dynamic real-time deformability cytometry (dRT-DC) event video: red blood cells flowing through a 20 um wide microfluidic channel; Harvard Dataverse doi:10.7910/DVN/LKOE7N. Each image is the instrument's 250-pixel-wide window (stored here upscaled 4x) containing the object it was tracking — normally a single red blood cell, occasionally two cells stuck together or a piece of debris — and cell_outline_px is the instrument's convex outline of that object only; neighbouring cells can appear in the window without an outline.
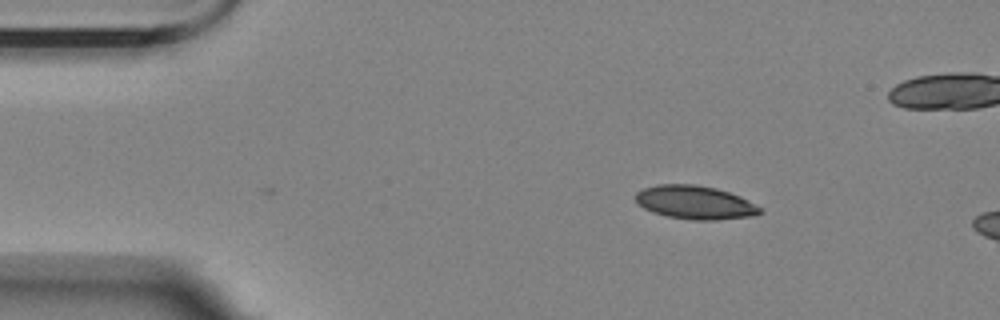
{"species": "Egyptian fruit bat (a non-hibernating species)", "species_latin": "Rousettus aegyptiacus", "temperature_condition": "room temperature", "stored_images_in_passage": 7, "camera_frame_rate_fps": 3000, "um_per_image_px": 0.085, "animal": {"sex": "female"}, "frame": {"image": 1, "passage_image": 1, "time_ms": 0.0, "image_size_px": [1000, 320], "cell_outline_px": [[760, 212], [752, 216], [716, 220], [696, 220], [668, 216], [652, 212], [644, 208], [636, 200], [636, 192], [644, 188], [656, 184], [696, 184], [716, 188], [740, 196], [748, 200], [760, 208]], "centroid_in_image_um": [59.06, 17.19], "position_along_channel_um": 25.9, "area_um2": 24.04}}